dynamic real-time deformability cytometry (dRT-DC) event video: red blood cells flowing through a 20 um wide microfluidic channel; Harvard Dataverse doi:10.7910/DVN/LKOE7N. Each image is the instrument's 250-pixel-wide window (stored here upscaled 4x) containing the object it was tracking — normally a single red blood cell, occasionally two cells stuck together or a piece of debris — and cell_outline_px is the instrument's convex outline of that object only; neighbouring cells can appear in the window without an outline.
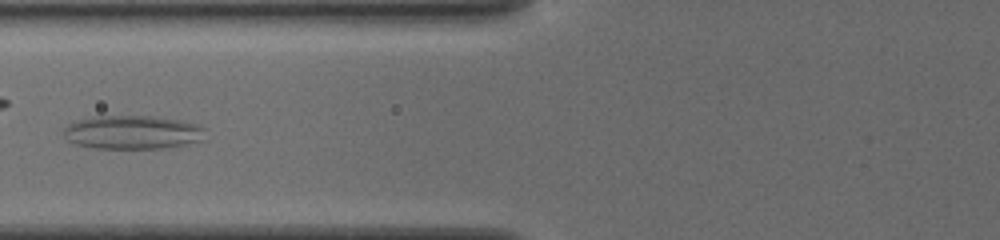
{"species": "common noctule bat (a hibernating species)", "species_latin": "Nyctalus noctula", "temperature_condition": "cold", "stored_images_in_passage": 8, "camera_frame_rate_fps": 3000, "um_per_image_px": 0.085, "animal": {"sex": "female", "body_mass_g": 19.5, "forearm_length_mm": 54.1}, "frame": {"image": 1, "passage_image": 7, "time_ms": 2.0, "image_size_px": [1000, 240], "cell_outline_px": [[204, 128], [200, 140], [184, 144], [164, 148], [96, 148], [76, 144], [68, 140], [64, 132], [64, 128], [68, 124], [92, 116], [152, 116], [176, 120], [196, 124]], "centroid_in_image_um": [11.21, 11.24], "position_along_channel_um": 114.6, "area_um2": 27.22}}